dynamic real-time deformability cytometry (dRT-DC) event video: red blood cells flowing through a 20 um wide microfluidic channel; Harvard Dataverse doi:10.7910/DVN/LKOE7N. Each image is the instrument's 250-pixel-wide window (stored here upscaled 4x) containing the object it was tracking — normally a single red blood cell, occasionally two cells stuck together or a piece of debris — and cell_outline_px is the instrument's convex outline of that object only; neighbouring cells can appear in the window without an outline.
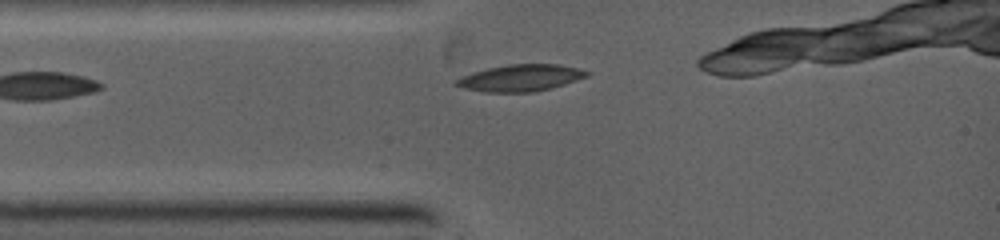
{"species": "common noctule bat (a hibernating species)", "species_latin": "Nyctalus noctula", "temperature_condition": "warm", "stored_images_in_passage": 27, "camera_frame_rate_fps": 5000, "um_per_image_px": 0.085, "animal": {"sex": "female", "body_mass_g": 19.0, "forearm_length_mm": 53.3}, "frame": {"image": 1, "passage_image": 1, "time_ms": 0.0, "image_size_px": [1000, 240], "cell_outline_px": [[592, 72], [588, 76], [552, 88], [532, 92], [484, 92], [464, 88], [452, 84], [456, 80], [472, 72], [488, 68], [508, 64], [556, 64], [580, 68]], "centroid_in_image_um": [44.27, 6.62], "position_along_channel_um": 40.7, "area_um2": 20.35}}
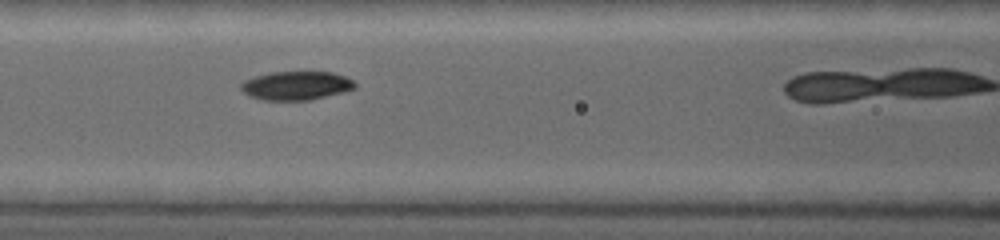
{"frame": {"image": 2, "passage_image": 8, "time_ms": 2.2, "image_size_px": [1000, 240], "cell_outline_px": [[356, 88], [308, 100], [260, 100], [248, 96], [240, 88], [240, 84], [244, 80], [256, 76], [272, 72], [332, 72], [344, 76], [352, 80], [356, 84]], "centroid_in_image_um": [25.13, 7.28], "position_along_channel_um": 141.5, "area_um2": 18.9}}
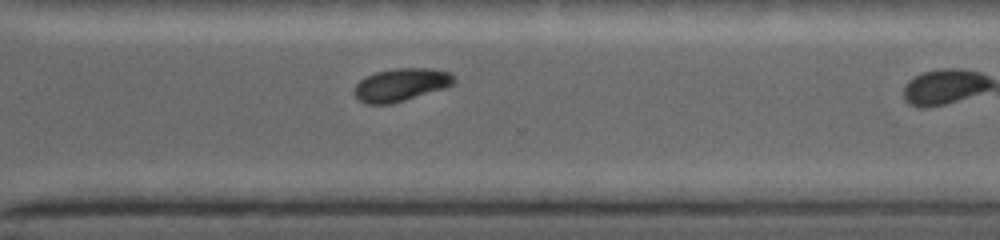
{"frame": {"image": 3, "passage_image": 21, "time_ms": 6.4, "image_size_px": [1000, 240], "cell_outline_px": [[456, 80], [452, 84], [444, 88], [404, 100], [388, 104], [368, 104], [360, 100], [352, 92], [356, 84], [360, 80], [376, 72], [396, 68], [428, 68], [452, 72]], "centroid_in_image_um": [34.09, 7.19], "position_along_channel_um": 336.5, "area_um2": 18.9}}